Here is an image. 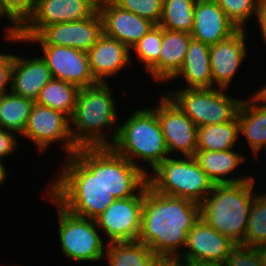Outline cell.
Instances as JSON below:
<instances>
[{
    "label": "cell",
    "mask_w": 266,
    "mask_h": 266,
    "mask_svg": "<svg viewBox=\"0 0 266 266\" xmlns=\"http://www.w3.org/2000/svg\"><path fill=\"white\" fill-rule=\"evenodd\" d=\"M42 50L40 56L54 79L73 83L79 88L97 84L90 68L87 52L67 46L38 45Z\"/></svg>",
    "instance_id": "obj_13"
},
{
    "label": "cell",
    "mask_w": 266,
    "mask_h": 266,
    "mask_svg": "<svg viewBox=\"0 0 266 266\" xmlns=\"http://www.w3.org/2000/svg\"><path fill=\"white\" fill-rule=\"evenodd\" d=\"M162 44V27L155 25L131 48L136 57L144 64L150 77L159 82V55Z\"/></svg>",
    "instance_id": "obj_32"
},
{
    "label": "cell",
    "mask_w": 266,
    "mask_h": 266,
    "mask_svg": "<svg viewBox=\"0 0 266 266\" xmlns=\"http://www.w3.org/2000/svg\"><path fill=\"white\" fill-rule=\"evenodd\" d=\"M255 17H257L256 20L258 21L260 32L265 41L264 43H266V0H262L258 14Z\"/></svg>",
    "instance_id": "obj_39"
},
{
    "label": "cell",
    "mask_w": 266,
    "mask_h": 266,
    "mask_svg": "<svg viewBox=\"0 0 266 266\" xmlns=\"http://www.w3.org/2000/svg\"><path fill=\"white\" fill-rule=\"evenodd\" d=\"M103 34V21L99 11L74 22L45 26L37 35H20L27 42L39 45L67 46L88 52Z\"/></svg>",
    "instance_id": "obj_10"
},
{
    "label": "cell",
    "mask_w": 266,
    "mask_h": 266,
    "mask_svg": "<svg viewBox=\"0 0 266 266\" xmlns=\"http://www.w3.org/2000/svg\"><path fill=\"white\" fill-rule=\"evenodd\" d=\"M255 176L241 183L214 184L210 194L199 204L200 218L228 237L245 245V233L255 191Z\"/></svg>",
    "instance_id": "obj_4"
},
{
    "label": "cell",
    "mask_w": 266,
    "mask_h": 266,
    "mask_svg": "<svg viewBox=\"0 0 266 266\" xmlns=\"http://www.w3.org/2000/svg\"><path fill=\"white\" fill-rule=\"evenodd\" d=\"M35 9V0H0V14L9 20L4 27L5 40L16 43L25 41L18 34V30L28 21Z\"/></svg>",
    "instance_id": "obj_31"
},
{
    "label": "cell",
    "mask_w": 266,
    "mask_h": 266,
    "mask_svg": "<svg viewBox=\"0 0 266 266\" xmlns=\"http://www.w3.org/2000/svg\"><path fill=\"white\" fill-rule=\"evenodd\" d=\"M52 78L50 69L41 57L31 59L15 54L11 71L12 93L35 102L41 89Z\"/></svg>",
    "instance_id": "obj_22"
},
{
    "label": "cell",
    "mask_w": 266,
    "mask_h": 266,
    "mask_svg": "<svg viewBox=\"0 0 266 266\" xmlns=\"http://www.w3.org/2000/svg\"><path fill=\"white\" fill-rule=\"evenodd\" d=\"M144 202V187L132 197L115 199L95 221L103 230L108 242L135 241L141 230V212Z\"/></svg>",
    "instance_id": "obj_12"
},
{
    "label": "cell",
    "mask_w": 266,
    "mask_h": 266,
    "mask_svg": "<svg viewBox=\"0 0 266 266\" xmlns=\"http://www.w3.org/2000/svg\"><path fill=\"white\" fill-rule=\"evenodd\" d=\"M147 183L141 168L112 147H103V185L116 199L135 196Z\"/></svg>",
    "instance_id": "obj_14"
},
{
    "label": "cell",
    "mask_w": 266,
    "mask_h": 266,
    "mask_svg": "<svg viewBox=\"0 0 266 266\" xmlns=\"http://www.w3.org/2000/svg\"><path fill=\"white\" fill-rule=\"evenodd\" d=\"M245 29H238L229 38L209 48L210 67L214 85L228 89L247 55Z\"/></svg>",
    "instance_id": "obj_16"
},
{
    "label": "cell",
    "mask_w": 266,
    "mask_h": 266,
    "mask_svg": "<svg viewBox=\"0 0 266 266\" xmlns=\"http://www.w3.org/2000/svg\"><path fill=\"white\" fill-rule=\"evenodd\" d=\"M223 88H178L165 94L197 127L232 121L243 99L229 96Z\"/></svg>",
    "instance_id": "obj_7"
},
{
    "label": "cell",
    "mask_w": 266,
    "mask_h": 266,
    "mask_svg": "<svg viewBox=\"0 0 266 266\" xmlns=\"http://www.w3.org/2000/svg\"><path fill=\"white\" fill-rule=\"evenodd\" d=\"M209 48V45L191 39L183 66L171 80L182 76L188 85L182 88H213Z\"/></svg>",
    "instance_id": "obj_24"
},
{
    "label": "cell",
    "mask_w": 266,
    "mask_h": 266,
    "mask_svg": "<svg viewBox=\"0 0 266 266\" xmlns=\"http://www.w3.org/2000/svg\"><path fill=\"white\" fill-rule=\"evenodd\" d=\"M64 159L47 194L69 213L96 219L116 199L103 185V147L78 148Z\"/></svg>",
    "instance_id": "obj_1"
},
{
    "label": "cell",
    "mask_w": 266,
    "mask_h": 266,
    "mask_svg": "<svg viewBox=\"0 0 266 266\" xmlns=\"http://www.w3.org/2000/svg\"><path fill=\"white\" fill-rule=\"evenodd\" d=\"M117 126L118 133L111 147L147 175L149 172L137 163L138 159L154 170L170 156L158 117L152 108L141 107L133 110L126 121L118 123Z\"/></svg>",
    "instance_id": "obj_5"
},
{
    "label": "cell",
    "mask_w": 266,
    "mask_h": 266,
    "mask_svg": "<svg viewBox=\"0 0 266 266\" xmlns=\"http://www.w3.org/2000/svg\"><path fill=\"white\" fill-rule=\"evenodd\" d=\"M94 12L87 0H35L32 16L17 32L37 35L45 26L83 20Z\"/></svg>",
    "instance_id": "obj_15"
},
{
    "label": "cell",
    "mask_w": 266,
    "mask_h": 266,
    "mask_svg": "<svg viewBox=\"0 0 266 266\" xmlns=\"http://www.w3.org/2000/svg\"><path fill=\"white\" fill-rule=\"evenodd\" d=\"M56 205L60 250L67 258L78 262H98L104 258L107 243L101 236L95 219L83 218L69 213L49 194Z\"/></svg>",
    "instance_id": "obj_8"
},
{
    "label": "cell",
    "mask_w": 266,
    "mask_h": 266,
    "mask_svg": "<svg viewBox=\"0 0 266 266\" xmlns=\"http://www.w3.org/2000/svg\"><path fill=\"white\" fill-rule=\"evenodd\" d=\"M197 0H163L159 26L171 31L191 33Z\"/></svg>",
    "instance_id": "obj_30"
},
{
    "label": "cell",
    "mask_w": 266,
    "mask_h": 266,
    "mask_svg": "<svg viewBox=\"0 0 266 266\" xmlns=\"http://www.w3.org/2000/svg\"><path fill=\"white\" fill-rule=\"evenodd\" d=\"M80 88L70 82L52 78L42 89L37 104L67 115H73Z\"/></svg>",
    "instance_id": "obj_29"
},
{
    "label": "cell",
    "mask_w": 266,
    "mask_h": 266,
    "mask_svg": "<svg viewBox=\"0 0 266 266\" xmlns=\"http://www.w3.org/2000/svg\"><path fill=\"white\" fill-rule=\"evenodd\" d=\"M258 252L262 261V265L266 266V245L258 247Z\"/></svg>",
    "instance_id": "obj_44"
},
{
    "label": "cell",
    "mask_w": 266,
    "mask_h": 266,
    "mask_svg": "<svg viewBox=\"0 0 266 266\" xmlns=\"http://www.w3.org/2000/svg\"><path fill=\"white\" fill-rule=\"evenodd\" d=\"M153 266H184L178 258H158Z\"/></svg>",
    "instance_id": "obj_40"
},
{
    "label": "cell",
    "mask_w": 266,
    "mask_h": 266,
    "mask_svg": "<svg viewBox=\"0 0 266 266\" xmlns=\"http://www.w3.org/2000/svg\"><path fill=\"white\" fill-rule=\"evenodd\" d=\"M113 94L109 82L80 88L70 118L72 141L77 148L111 147L114 144L118 127H112L116 126L119 117Z\"/></svg>",
    "instance_id": "obj_3"
},
{
    "label": "cell",
    "mask_w": 266,
    "mask_h": 266,
    "mask_svg": "<svg viewBox=\"0 0 266 266\" xmlns=\"http://www.w3.org/2000/svg\"><path fill=\"white\" fill-rule=\"evenodd\" d=\"M22 137L32 141L39 153H44L51 144L62 143L66 157L74 155L78 148L72 141L70 118L60 111L33 104Z\"/></svg>",
    "instance_id": "obj_9"
},
{
    "label": "cell",
    "mask_w": 266,
    "mask_h": 266,
    "mask_svg": "<svg viewBox=\"0 0 266 266\" xmlns=\"http://www.w3.org/2000/svg\"><path fill=\"white\" fill-rule=\"evenodd\" d=\"M227 18L238 28L245 29L248 20L257 16L262 0H215Z\"/></svg>",
    "instance_id": "obj_34"
},
{
    "label": "cell",
    "mask_w": 266,
    "mask_h": 266,
    "mask_svg": "<svg viewBox=\"0 0 266 266\" xmlns=\"http://www.w3.org/2000/svg\"><path fill=\"white\" fill-rule=\"evenodd\" d=\"M107 266H153L159 258L141 241L107 242Z\"/></svg>",
    "instance_id": "obj_26"
},
{
    "label": "cell",
    "mask_w": 266,
    "mask_h": 266,
    "mask_svg": "<svg viewBox=\"0 0 266 266\" xmlns=\"http://www.w3.org/2000/svg\"><path fill=\"white\" fill-rule=\"evenodd\" d=\"M16 134L0 127V161L10 156L18 148Z\"/></svg>",
    "instance_id": "obj_38"
},
{
    "label": "cell",
    "mask_w": 266,
    "mask_h": 266,
    "mask_svg": "<svg viewBox=\"0 0 266 266\" xmlns=\"http://www.w3.org/2000/svg\"><path fill=\"white\" fill-rule=\"evenodd\" d=\"M226 266H263L258 247L235 245L225 260Z\"/></svg>",
    "instance_id": "obj_36"
},
{
    "label": "cell",
    "mask_w": 266,
    "mask_h": 266,
    "mask_svg": "<svg viewBox=\"0 0 266 266\" xmlns=\"http://www.w3.org/2000/svg\"><path fill=\"white\" fill-rule=\"evenodd\" d=\"M130 54L131 50L127 45L103 33L87 52L94 79L100 83L108 82L106 78L115 76L128 64L131 65Z\"/></svg>",
    "instance_id": "obj_19"
},
{
    "label": "cell",
    "mask_w": 266,
    "mask_h": 266,
    "mask_svg": "<svg viewBox=\"0 0 266 266\" xmlns=\"http://www.w3.org/2000/svg\"><path fill=\"white\" fill-rule=\"evenodd\" d=\"M147 175L156 192L186 198L200 204L214 186L194 157L169 156Z\"/></svg>",
    "instance_id": "obj_6"
},
{
    "label": "cell",
    "mask_w": 266,
    "mask_h": 266,
    "mask_svg": "<svg viewBox=\"0 0 266 266\" xmlns=\"http://www.w3.org/2000/svg\"><path fill=\"white\" fill-rule=\"evenodd\" d=\"M237 116L229 122L198 127L197 151H224L235 149L239 138Z\"/></svg>",
    "instance_id": "obj_27"
},
{
    "label": "cell",
    "mask_w": 266,
    "mask_h": 266,
    "mask_svg": "<svg viewBox=\"0 0 266 266\" xmlns=\"http://www.w3.org/2000/svg\"><path fill=\"white\" fill-rule=\"evenodd\" d=\"M191 39L192 36L189 33L162 28L159 83L171 81L182 68Z\"/></svg>",
    "instance_id": "obj_25"
},
{
    "label": "cell",
    "mask_w": 266,
    "mask_h": 266,
    "mask_svg": "<svg viewBox=\"0 0 266 266\" xmlns=\"http://www.w3.org/2000/svg\"><path fill=\"white\" fill-rule=\"evenodd\" d=\"M199 219L198 203L160 194L147 183L144 186L141 230L137 240L147 245L159 258H179L189 231Z\"/></svg>",
    "instance_id": "obj_2"
},
{
    "label": "cell",
    "mask_w": 266,
    "mask_h": 266,
    "mask_svg": "<svg viewBox=\"0 0 266 266\" xmlns=\"http://www.w3.org/2000/svg\"><path fill=\"white\" fill-rule=\"evenodd\" d=\"M115 4L158 25L162 16L163 0H116Z\"/></svg>",
    "instance_id": "obj_35"
},
{
    "label": "cell",
    "mask_w": 266,
    "mask_h": 266,
    "mask_svg": "<svg viewBox=\"0 0 266 266\" xmlns=\"http://www.w3.org/2000/svg\"><path fill=\"white\" fill-rule=\"evenodd\" d=\"M260 92L266 97V85L260 87Z\"/></svg>",
    "instance_id": "obj_45"
},
{
    "label": "cell",
    "mask_w": 266,
    "mask_h": 266,
    "mask_svg": "<svg viewBox=\"0 0 266 266\" xmlns=\"http://www.w3.org/2000/svg\"><path fill=\"white\" fill-rule=\"evenodd\" d=\"M8 176L7 170L5 169L4 162L0 161V186L5 182Z\"/></svg>",
    "instance_id": "obj_43"
},
{
    "label": "cell",
    "mask_w": 266,
    "mask_h": 266,
    "mask_svg": "<svg viewBox=\"0 0 266 266\" xmlns=\"http://www.w3.org/2000/svg\"><path fill=\"white\" fill-rule=\"evenodd\" d=\"M235 245L200 218L189 231L183 254L178 259L182 263L225 262Z\"/></svg>",
    "instance_id": "obj_17"
},
{
    "label": "cell",
    "mask_w": 266,
    "mask_h": 266,
    "mask_svg": "<svg viewBox=\"0 0 266 266\" xmlns=\"http://www.w3.org/2000/svg\"><path fill=\"white\" fill-rule=\"evenodd\" d=\"M238 28L227 18L215 0H197L192 39L209 46L229 38Z\"/></svg>",
    "instance_id": "obj_18"
},
{
    "label": "cell",
    "mask_w": 266,
    "mask_h": 266,
    "mask_svg": "<svg viewBox=\"0 0 266 266\" xmlns=\"http://www.w3.org/2000/svg\"><path fill=\"white\" fill-rule=\"evenodd\" d=\"M161 96L151 108L158 117L169 155L194 157L198 127L166 94Z\"/></svg>",
    "instance_id": "obj_11"
},
{
    "label": "cell",
    "mask_w": 266,
    "mask_h": 266,
    "mask_svg": "<svg viewBox=\"0 0 266 266\" xmlns=\"http://www.w3.org/2000/svg\"><path fill=\"white\" fill-rule=\"evenodd\" d=\"M88 3L95 9V11H100L106 6H110L115 3L116 0H87Z\"/></svg>",
    "instance_id": "obj_41"
},
{
    "label": "cell",
    "mask_w": 266,
    "mask_h": 266,
    "mask_svg": "<svg viewBox=\"0 0 266 266\" xmlns=\"http://www.w3.org/2000/svg\"><path fill=\"white\" fill-rule=\"evenodd\" d=\"M99 12L103 21V33L129 48L155 26L150 20L125 10L115 3L102 8Z\"/></svg>",
    "instance_id": "obj_20"
},
{
    "label": "cell",
    "mask_w": 266,
    "mask_h": 266,
    "mask_svg": "<svg viewBox=\"0 0 266 266\" xmlns=\"http://www.w3.org/2000/svg\"><path fill=\"white\" fill-rule=\"evenodd\" d=\"M15 54L0 53V96L8 93L11 88V71Z\"/></svg>",
    "instance_id": "obj_37"
},
{
    "label": "cell",
    "mask_w": 266,
    "mask_h": 266,
    "mask_svg": "<svg viewBox=\"0 0 266 266\" xmlns=\"http://www.w3.org/2000/svg\"><path fill=\"white\" fill-rule=\"evenodd\" d=\"M239 134L249 143L253 156L266 152V97L256 90L241 102L238 113Z\"/></svg>",
    "instance_id": "obj_21"
},
{
    "label": "cell",
    "mask_w": 266,
    "mask_h": 266,
    "mask_svg": "<svg viewBox=\"0 0 266 266\" xmlns=\"http://www.w3.org/2000/svg\"><path fill=\"white\" fill-rule=\"evenodd\" d=\"M35 102L11 91L0 96V127L22 136Z\"/></svg>",
    "instance_id": "obj_28"
},
{
    "label": "cell",
    "mask_w": 266,
    "mask_h": 266,
    "mask_svg": "<svg viewBox=\"0 0 266 266\" xmlns=\"http://www.w3.org/2000/svg\"><path fill=\"white\" fill-rule=\"evenodd\" d=\"M184 266H226L225 262L199 261L183 263Z\"/></svg>",
    "instance_id": "obj_42"
},
{
    "label": "cell",
    "mask_w": 266,
    "mask_h": 266,
    "mask_svg": "<svg viewBox=\"0 0 266 266\" xmlns=\"http://www.w3.org/2000/svg\"><path fill=\"white\" fill-rule=\"evenodd\" d=\"M259 192L252 201L245 233V246L262 247L266 245V193Z\"/></svg>",
    "instance_id": "obj_33"
},
{
    "label": "cell",
    "mask_w": 266,
    "mask_h": 266,
    "mask_svg": "<svg viewBox=\"0 0 266 266\" xmlns=\"http://www.w3.org/2000/svg\"><path fill=\"white\" fill-rule=\"evenodd\" d=\"M194 158L213 184L241 183L252 177V175L241 177L240 174L238 177L234 176V173L237 172V167L243 165L247 158L244 154L237 153L234 149L196 151ZM231 174L233 175L229 176Z\"/></svg>",
    "instance_id": "obj_23"
}]
</instances>
